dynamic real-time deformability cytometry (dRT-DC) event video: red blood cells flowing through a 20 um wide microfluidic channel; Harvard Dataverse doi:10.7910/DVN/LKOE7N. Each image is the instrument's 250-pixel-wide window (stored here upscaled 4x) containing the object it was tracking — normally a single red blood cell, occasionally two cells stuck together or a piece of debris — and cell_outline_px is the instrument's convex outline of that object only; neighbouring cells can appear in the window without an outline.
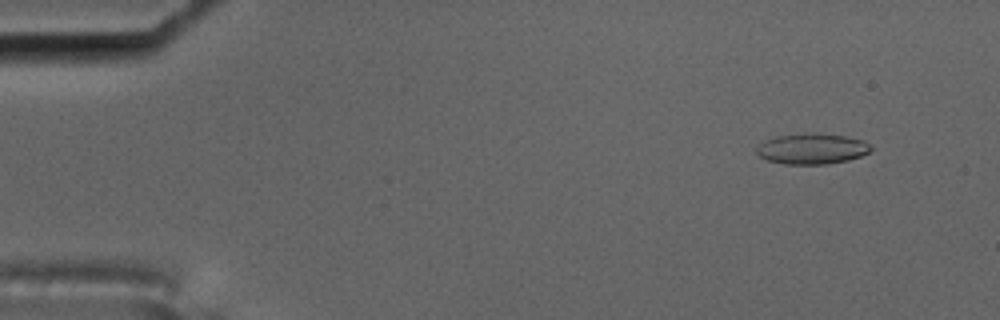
{"species": "common noctule bat (a hibernating species)", "species_latin": "Nyctalus noctula", "temperature_condition": "cold", "stored_images_in_passage": 4, "camera_frame_rate_fps": 3000, "um_per_image_px": 0.085, "animal": {"sex": "male", "body_mass_g": 17.5, "forearm_length_mm": 52.3}, "frame": {"image": 1, "passage_image": 1, "time_ms": 0.0, "image_size_px": [1000, 320], "cell_outline_px": [[872, 148], [868, 152], [860, 156], [848, 160], [828, 164], [784, 164], [768, 160], [760, 156], [756, 152], [756, 148], [764, 140], [776, 136], [816, 132], [844, 136], [864, 140]], "centroid_in_image_um": [69.01, 12.64], "position_along_channel_um": 16.0, "area_um2": 20.4}}
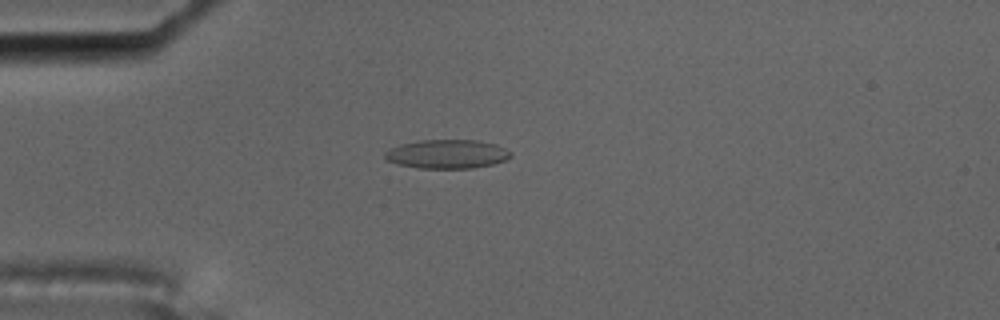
{"frame": {"image": 2, "passage_image": 4, "time_ms": 1.0, "image_size_px": [1000, 320], "cell_outline_px": [[512, 156], [508, 160], [492, 164], [472, 168], [420, 168], [396, 164], [384, 160], [384, 152], [400, 144], [420, 140], [476, 140], [496, 144], [512, 152]], "centroid_in_image_um": [38.0, 13.1], "position_along_channel_um": 47.0, "area_um2": 21.33}}